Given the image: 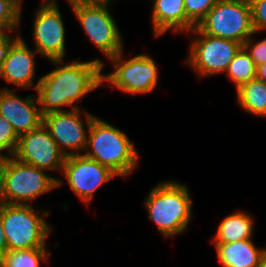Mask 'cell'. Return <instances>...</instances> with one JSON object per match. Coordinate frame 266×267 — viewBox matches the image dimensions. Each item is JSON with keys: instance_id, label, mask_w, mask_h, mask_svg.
Here are the masks:
<instances>
[{"instance_id": "cell-1", "label": "cell", "mask_w": 266, "mask_h": 267, "mask_svg": "<svg viewBox=\"0 0 266 267\" xmlns=\"http://www.w3.org/2000/svg\"><path fill=\"white\" fill-rule=\"evenodd\" d=\"M51 62L57 68L40 77L34 86L43 116L50 112L65 111L63 106L78 109L79 106L73 103L103 83L101 71L104 62L98 58L87 62L73 60L64 66L60 65L63 64L62 60Z\"/></svg>"}, {"instance_id": "cell-2", "label": "cell", "mask_w": 266, "mask_h": 267, "mask_svg": "<svg viewBox=\"0 0 266 267\" xmlns=\"http://www.w3.org/2000/svg\"><path fill=\"white\" fill-rule=\"evenodd\" d=\"M88 130L85 156L127 177L136 167L138 152L127 135L113 125L84 113ZM91 147V150H88Z\"/></svg>"}, {"instance_id": "cell-3", "label": "cell", "mask_w": 266, "mask_h": 267, "mask_svg": "<svg viewBox=\"0 0 266 267\" xmlns=\"http://www.w3.org/2000/svg\"><path fill=\"white\" fill-rule=\"evenodd\" d=\"M186 185L176 181L160 182L152 188L144 204L148 218L167 238L184 232L192 217V201Z\"/></svg>"}, {"instance_id": "cell-4", "label": "cell", "mask_w": 266, "mask_h": 267, "mask_svg": "<svg viewBox=\"0 0 266 267\" xmlns=\"http://www.w3.org/2000/svg\"><path fill=\"white\" fill-rule=\"evenodd\" d=\"M49 213L44 211L41 217L26 204L1 205L2 226L8 243V251L45 247V239L51 227L43 219Z\"/></svg>"}, {"instance_id": "cell-5", "label": "cell", "mask_w": 266, "mask_h": 267, "mask_svg": "<svg viewBox=\"0 0 266 267\" xmlns=\"http://www.w3.org/2000/svg\"><path fill=\"white\" fill-rule=\"evenodd\" d=\"M197 28L213 37L237 41L242 45L256 34L247 0H219Z\"/></svg>"}, {"instance_id": "cell-6", "label": "cell", "mask_w": 266, "mask_h": 267, "mask_svg": "<svg viewBox=\"0 0 266 267\" xmlns=\"http://www.w3.org/2000/svg\"><path fill=\"white\" fill-rule=\"evenodd\" d=\"M44 171L14 156L5 157L4 203L26 205L63 184Z\"/></svg>"}, {"instance_id": "cell-7", "label": "cell", "mask_w": 266, "mask_h": 267, "mask_svg": "<svg viewBox=\"0 0 266 267\" xmlns=\"http://www.w3.org/2000/svg\"><path fill=\"white\" fill-rule=\"evenodd\" d=\"M89 41L109 59L123 51L122 36L108 10L110 4L68 1Z\"/></svg>"}, {"instance_id": "cell-8", "label": "cell", "mask_w": 266, "mask_h": 267, "mask_svg": "<svg viewBox=\"0 0 266 267\" xmlns=\"http://www.w3.org/2000/svg\"><path fill=\"white\" fill-rule=\"evenodd\" d=\"M190 32L195 33L198 38L191 42L190 54L186 63L198 73L199 77L225 72L236 53L243 46L237 41L202 33L197 27Z\"/></svg>"}, {"instance_id": "cell-9", "label": "cell", "mask_w": 266, "mask_h": 267, "mask_svg": "<svg viewBox=\"0 0 266 267\" xmlns=\"http://www.w3.org/2000/svg\"><path fill=\"white\" fill-rule=\"evenodd\" d=\"M122 57L123 51L109 58L115 70L110 74H102V81H108L109 85L132 96L153 91L158 81L155 61L146 54L136 55L126 61Z\"/></svg>"}, {"instance_id": "cell-10", "label": "cell", "mask_w": 266, "mask_h": 267, "mask_svg": "<svg viewBox=\"0 0 266 267\" xmlns=\"http://www.w3.org/2000/svg\"><path fill=\"white\" fill-rule=\"evenodd\" d=\"M34 19L33 39L36 52L51 60H63L65 55V28L56 0H43Z\"/></svg>"}, {"instance_id": "cell-11", "label": "cell", "mask_w": 266, "mask_h": 267, "mask_svg": "<svg viewBox=\"0 0 266 267\" xmlns=\"http://www.w3.org/2000/svg\"><path fill=\"white\" fill-rule=\"evenodd\" d=\"M61 172L71 190L85 204H89L97 188L117 176L84 153L65 157Z\"/></svg>"}, {"instance_id": "cell-12", "label": "cell", "mask_w": 266, "mask_h": 267, "mask_svg": "<svg viewBox=\"0 0 266 267\" xmlns=\"http://www.w3.org/2000/svg\"><path fill=\"white\" fill-rule=\"evenodd\" d=\"M13 156L45 171H62L66 157L43 123L37 129L19 136Z\"/></svg>"}, {"instance_id": "cell-13", "label": "cell", "mask_w": 266, "mask_h": 267, "mask_svg": "<svg viewBox=\"0 0 266 267\" xmlns=\"http://www.w3.org/2000/svg\"><path fill=\"white\" fill-rule=\"evenodd\" d=\"M80 108L50 112L43 116V124L61 152L67 157L81 154L87 148L88 131L84 129ZM87 131V132H86ZM69 148L72 152L64 150Z\"/></svg>"}, {"instance_id": "cell-14", "label": "cell", "mask_w": 266, "mask_h": 267, "mask_svg": "<svg viewBox=\"0 0 266 267\" xmlns=\"http://www.w3.org/2000/svg\"><path fill=\"white\" fill-rule=\"evenodd\" d=\"M36 102L38 98L33 94L22 99L12 89L4 87L0 90V115L13 126L18 136L37 129L43 123V115Z\"/></svg>"}, {"instance_id": "cell-15", "label": "cell", "mask_w": 266, "mask_h": 267, "mask_svg": "<svg viewBox=\"0 0 266 267\" xmlns=\"http://www.w3.org/2000/svg\"><path fill=\"white\" fill-rule=\"evenodd\" d=\"M34 54L19 36L12 43L0 68V78L20 88H32L36 72Z\"/></svg>"}, {"instance_id": "cell-16", "label": "cell", "mask_w": 266, "mask_h": 267, "mask_svg": "<svg viewBox=\"0 0 266 267\" xmlns=\"http://www.w3.org/2000/svg\"><path fill=\"white\" fill-rule=\"evenodd\" d=\"M214 245L222 267H262L266 248L257 249L252 239Z\"/></svg>"}, {"instance_id": "cell-17", "label": "cell", "mask_w": 266, "mask_h": 267, "mask_svg": "<svg viewBox=\"0 0 266 267\" xmlns=\"http://www.w3.org/2000/svg\"><path fill=\"white\" fill-rule=\"evenodd\" d=\"M152 7L151 19L156 37L170 29L186 32L184 0H153Z\"/></svg>"}, {"instance_id": "cell-18", "label": "cell", "mask_w": 266, "mask_h": 267, "mask_svg": "<svg viewBox=\"0 0 266 267\" xmlns=\"http://www.w3.org/2000/svg\"><path fill=\"white\" fill-rule=\"evenodd\" d=\"M253 218L244 211L226 216L219 224L212 242L233 243L252 239L254 230Z\"/></svg>"}, {"instance_id": "cell-19", "label": "cell", "mask_w": 266, "mask_h": 267, "mask_svg": "<svg viewBox=\"0 0 266 267\" xmlns=\"http://www.w3.org/2000/svg\"><path fill=\"white\" fill-rule=\"evenodd\" d=\"M237 100L240 106L256 116H266V83L257 78L237 88Z\"/></svg>"}, {"instance_id": "cell-20", "label": "cell", "mask_w": 266, "mask_h": 267, "mask_svg": "<svg viewBox=\"0 0 266 267\" xmlns=\"http://www.w3.org/2000/svg\"><path fill=\"white\" fill-rule=\"evenodd\" d=\"M256 69L254 61L242 46L225 72H227L226 76L235 83L237 89L240 85L256 78Z\"/></svg>"}, {"instance_id": "cell-21", "label": "cell", "mask_w": 266, "mask_h": 267, "mask_svg": "<svg viewBox=\"0 0 266 267\" xmlns=\"http://www.w3.org/2000/svg\"><path fill=\"white\" fill-rule=\"evenodd\" d=\"M50 253L45 247L7 251L0 257L5 267H39L41 260H47Z\"/></svg>"}, {"instance_id": "cell-22", "label": "cell", "mask_w": 266, "mask_h": 267, "mask_svg": "<svg viewBox=\"0 0 266 267\" xmlns=\"http://www.w3.org/2000/svg\"><path fill=\"white\" fill-rule=\"evenodd\" d=\"M219 0H184L186 32H190L205 18Z\"/></svg>"}, {"instance_id": "cell-23", "label": "cell", "mask_w": 266, "mask_h": 267, "mask_svg": "<svg viewBox=\"0 0 266 267\" xmlns=\"http://www.w3.org/2000/svg\"><path fill=\"white\" fill-rule=\"evenodd\" d=\"M22 0H0V31L16 29L20 22Z\"/></svg>"}, {"instance_id": "cell-24", "label": "cell", "mask_w": 266, "mask_h": 267, "mask_svg": "<svg viewBox=\"0 0 266 267\" xmlns=\"http://www.w3.org/2000/svg\"><path fill=\"white\" fill-rule=\"evenodd\" d=\"M19 136L16 134L13 126L0 115V159L13 156L17 145ZM7 150L8 155L1 154Z\"/></svg>"}, {"instance_id": "cell-25", "label": "cell", "mask_w": 266, "mask_h": 267, "mask_svg": "<svg viewBox=\"0 0 266 267\" xmlns=\"http://www.w3.org/2000/svg\"><path fill=\"white\" fill-rule=\"evenodd\" d=\"M254 31L266 30V0H249Z\"/></svg>"}, {"instance_id": "cell-26", "label": "cell", "mask_w": 266, "mask_h": 267, "mask_svg": "<svg viewBox=\"0 0 266 267\" xmlns=\"http://www.w3.org/2000/svg\"><path fill=\"white\" fill-rule=\"evenodd\" d=\"M251 36L244 42L243 47L248 52L255 66L266 63V38L259 42L252 43Z\"/></svg>"}, {"instance_id": "cell-27", "label": "cell", "mask_w": 266, "mask_h": 267, "mask_svg": "<svg viewBox=\"0 0 266 267\" xmlns=\"http://www.w3.org/2000/svg\"><path fill=\"white\" fill-rule=\"evenodd\" d=\"M18 34L16 37L10 36L7 32L0 31V68L6 59L7 53L12 45V43L19 37Z\"/></svg>"}, {"instance_id": "cell-28", "label": "cell", "mask_w": 266, "mask_h": 267, "mask_svg": "<svg viewBox=\"0 0 266 267\" xmlns=\"http://www.w3.org/2000/svg\"><path fill=\"white\" fill-rule=\"evenodd\" d=\"M5 158L0 159V206L4 203Z\"/></svg>"}, {"instance_id": "cell-29", "label": "cell", "mask_w": 266, "mask_h": 267, "mask_svg": "<svg viewBox=\"0 0 266 267\" xmlns=\"http://www.w3.org/2000/svg\"><path fill=\"white\" fill-rule=\"evenodd\" d=\"M8 251V243L2 226L1 206H0V257Z\"/></svg>"}, {"instance_id": "cell-30", "label": "cell", "mask_w": 266, "mask_h": 267, "mask_svg": "<svg viewBox=\"0 0 266 267\" xmlns=\"http://www.w3.org/2000/svg\"><path fill=\"white\" fill-rule=\"evenodd\" d=\"M256 78L266 83V63L257 66Z\"/></svg>"}, {"instance_id": "cell-31", "label": "cell", "mask_w": 266, "mask_h": 267, "mask_svg": "<svg viewBox=\"0 0 266 267\" xmlns=\"http://www.w3.org/2000/svg\"><path fill=\"white\" fill-rule=\"evenodd\" d=\"M68 1H75V2H82V3H106V4H110L112 0H68Z\"/></svg>"}, {"instance_id": "cell-32", "label": "cell", "mask_w": 266, "mask_h": 267, "mask_svg": "<svg viewBox=\"0 0 266 267\" xmlns=\"http://www.w3.org/2000/svg\"><path fill=\"white\" fill-rule=\"evenodd\" d=\"M262 267H266V254H265L264 259H263Z\"/></svg>"}]
</instances>
